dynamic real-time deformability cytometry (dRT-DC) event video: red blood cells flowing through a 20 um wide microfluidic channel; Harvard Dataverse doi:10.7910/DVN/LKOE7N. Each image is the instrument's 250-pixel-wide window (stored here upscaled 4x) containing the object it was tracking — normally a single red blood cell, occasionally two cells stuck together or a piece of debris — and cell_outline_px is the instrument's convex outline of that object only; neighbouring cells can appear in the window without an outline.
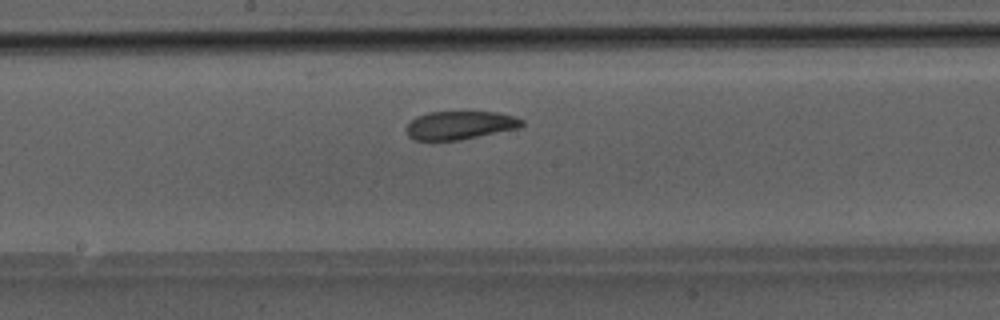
{"species": "Egyptian fruit bat (a non-hibernating species)", "species_latin": "Rousettus aegyptiacus", "temperature_condition": "room temperature", "stored_images_in_passage": 40, "camera_frame_rate_fps": 3000, "um_per_image_px": 0.085, "animal": {"sex": "male"}, "frame": {"image": 1, "passage_image": 17, "time_ms": 5.333, "image_size_px": [1000, 320], "cell_outline_px": [[524, 124], [520, 128], [460, 140], [416, 140], [408, 136], [408, 124], [416, 116], [428, 112], [496, 112], [512, 116], [524, 120]], "centroid_in_image_um": [39.12, 10.64], "position_along_channel_um": 209.1, "area_um2": 18.96}}
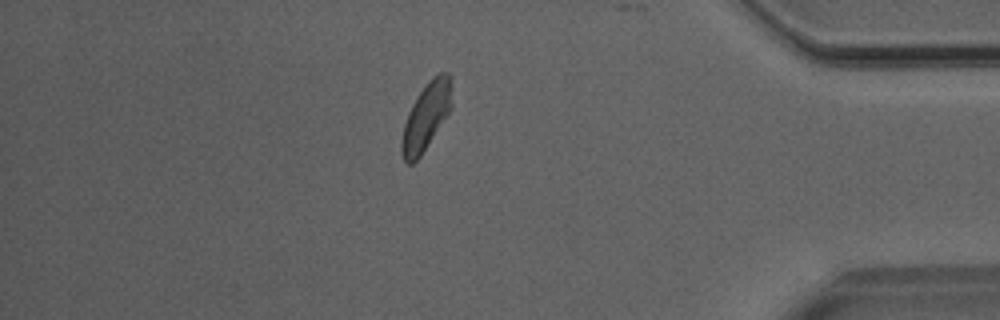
{"frame": {"image": 2, "passage_image": 33, "time_ms": 10.667, "image_size_px": [1000, 320], "cell_outline_px": [[452, 108], [420, 156], [412, 164], [408, 164], [404, 160], [400, 152], [400, 144], [404, 124], [408, 112], [416, 96], [428, 80], [432, 76], [440, 72], [448, 72], [452, 76]], "centroid_in_image_um": [36.23, 9.85], "position_along_channel_um": 399.0, "area_um2": 19.94}}
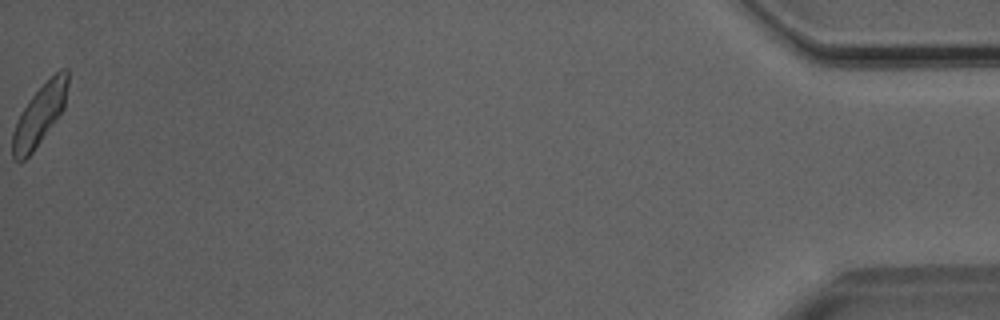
{"frame": {"image": 3, "passage_image": 40, "time_ms": 13.0, "image_size_px": [1000, 320], "cell_outline_px": [[68, 84], [64, 108], [60, 116], [32, 152], [24, 160], [16, 160], [12, 156], [12, 132], [16, 120], [20, 112], [32, 96], [60, 68], [68, 68]], "centroid_in_image_um": [3.37, 9.77], "position_along_channel_um": 431.8, "area_um2": 19.42}}